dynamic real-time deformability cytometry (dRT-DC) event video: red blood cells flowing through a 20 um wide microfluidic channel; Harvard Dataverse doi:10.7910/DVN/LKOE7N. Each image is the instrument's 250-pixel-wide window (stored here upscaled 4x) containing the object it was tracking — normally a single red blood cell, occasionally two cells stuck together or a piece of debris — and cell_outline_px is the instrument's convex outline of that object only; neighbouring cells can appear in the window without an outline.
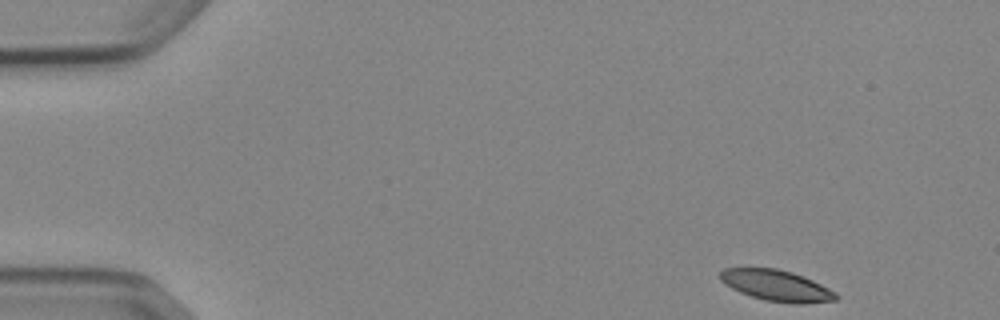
{"species": "Egyptian fruit bat (a non-hibernating species)", "species_latin": "Rousettus aegyptiacus", "temperature_condition": "cold", "stored_images_in_passage": 49, "camera_frame_rate_fps": 3000, "um_per_image_px": 0.085, "animal": {"sex": "female"}, "frame": {"image": 1, "passage_image": 1, "time_ms": 0.0, "image_size_px": [1000, 320], "cell_outline_px": [[840, 296], [836, 300], [804, 304], [796, 304], [764, 300], [740, 292], [732, 288], [720, 280], [720, 272], [724, 268], [776, 268], [792, 272], [804, 276], [836, 292]], "centroid_in_image_um": [66.03, 24.27], "position_along_channel_um": 19.0, "area_um2": 20.92}}
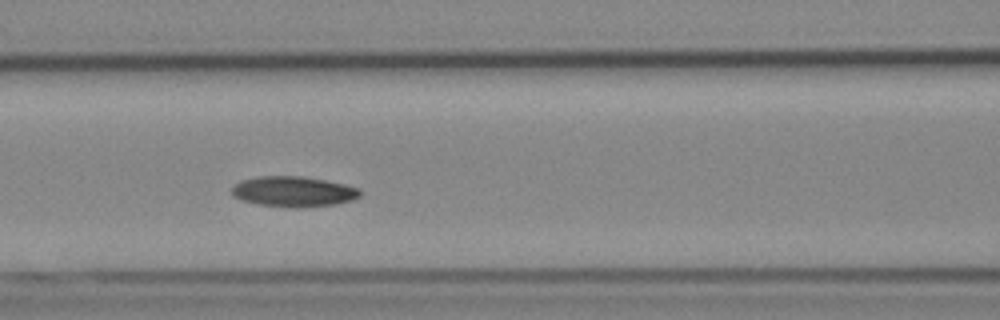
{"frame": {"image": 2, "passage_image": 19, "time_ms": 6.0, "image_size_px": [1000, 320], "cell_outline_px": [[360, 196], [352, 200], [336, 204], [304, 208], [296, 208], [256, 204], [232, 196], [232, 188], [240, 180], [256, 176], [304, 176], [344, 184], [360, 188]], "centroid_in_image_um": [24.95, 16.28], "position_along_channel_um": 141.7, "area_um2": 22.89}}
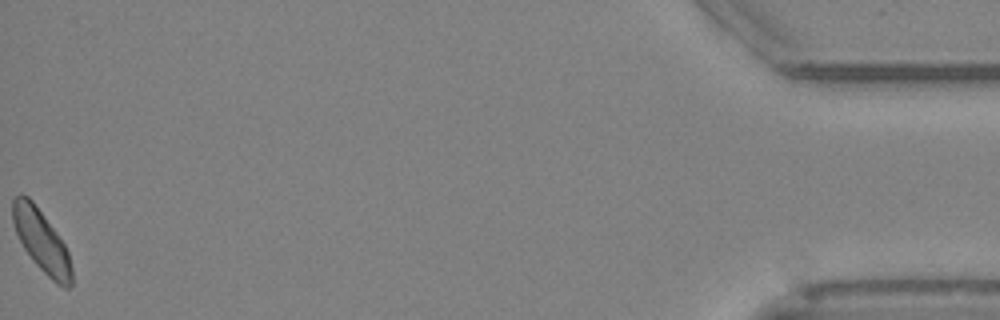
{"frame": {"image": 3, "passage_image": 49, "time_ms": 16.0, "image_size_px": [1000, 320], "cell_outline_px": [[72, 284], [68, 288], [64, 288], [56, 284], [32, 260], [24, 248], [16, 232], [12, 220], [12, 200], [20, 192], [28, 196], [32, 200], [56, 232], [64, 244], [68, 252], [72, 268]], "centroid_in_image_um": [3.52, 20.48], "position_along_channel_um": 431.7, "area_um2": 21.21}, "authors_computed_cell_mechanics": {"area_um2": 21.9062, "velocity_mm_per_s": 3.8186, "shape_relaxation_time_tau1_ms": 3.9409, "shape_relaxation_time_tau2_ms": null, "deformation_change_tau1": 0.0872, "deformation_change_tau2": null}}